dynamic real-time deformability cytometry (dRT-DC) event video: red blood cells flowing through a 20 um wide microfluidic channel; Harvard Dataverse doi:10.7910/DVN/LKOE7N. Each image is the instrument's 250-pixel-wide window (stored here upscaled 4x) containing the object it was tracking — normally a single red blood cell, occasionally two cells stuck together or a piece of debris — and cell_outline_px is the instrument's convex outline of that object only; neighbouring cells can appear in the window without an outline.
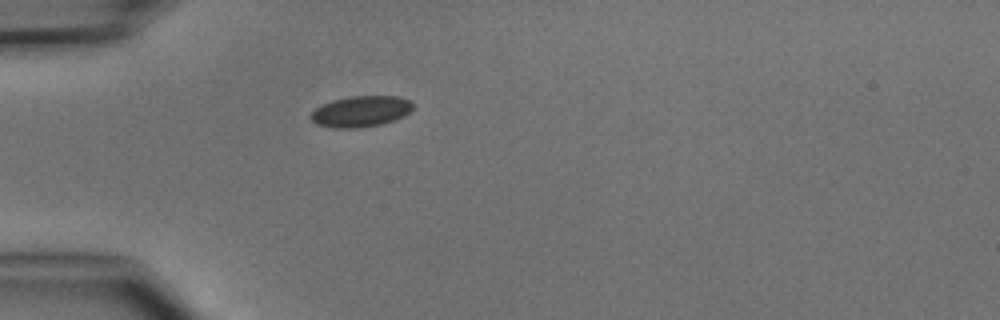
{"species": "common noctule bat (a hibernating species)", "species_latin": "Nyctalus noctula", "temperature_condition": "cold", "stored_images_in_passage": 1, "camera_frame_rate_fps": 3000, "um_per_image_px": 0.085, "animal": {"sex": "male", "body_mass_g": 15.6}, "frame": {"image": 1, "passage_image": 1, "time_ms": 0.0, "image_size_px": [1000, 320], "cell_outline_px": [[412, 108], [404, 116], [396, 120], [380, 124], [360, 128], [332, 128], [316, 124], [312, 120], [312, 112], [316, 108], [332, 100], [348, 96], [400, 96], [412, 100]], "centroid_in_image_um": [30.7, 9.46], "position_along_channel_um": 54.3, "area_um2": 18.5}}